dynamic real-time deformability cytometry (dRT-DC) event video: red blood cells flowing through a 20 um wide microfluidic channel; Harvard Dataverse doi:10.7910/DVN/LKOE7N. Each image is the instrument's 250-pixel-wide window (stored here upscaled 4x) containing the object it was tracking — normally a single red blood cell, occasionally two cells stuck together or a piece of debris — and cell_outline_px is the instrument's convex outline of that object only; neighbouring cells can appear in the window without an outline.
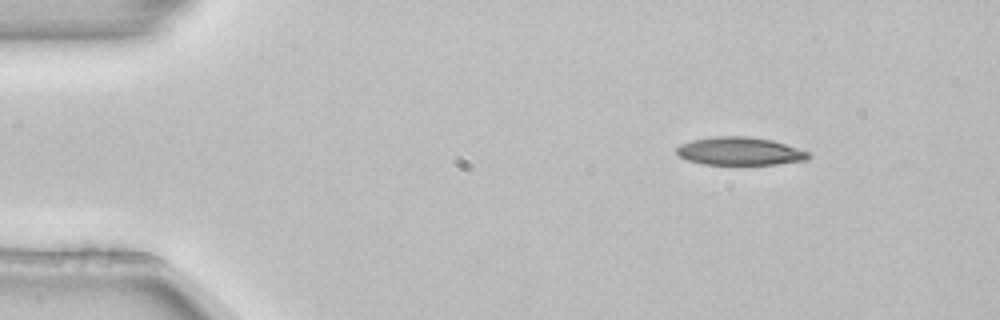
{"species": "common noctule bat (a hibernating species)", "species_latin": "Nyctalus noctula", "temperature_condition": "room temperature", "stored_images_in_passage": 3, "camera_frame_rate_fps": 3000, "um_per_image_px": 0.085, "animal": {"sex": "female", "body_mass_g": 22.7, "forearm_length_mm": 54.2}, "frame": {"image": 1, "passage_image": 1, "time_ms": 0.0, "image_size_px": [1000, 320], "cell_outline_px": [[812, 156], [808, 160], [776, 164], [704, 164], [688, 160], [680, 156], [676, 152], [676, 148], [680, 144], [692, 140], [712, 136], [748, 136], [772, 140], [812, 152]], "centroid_in_image_um": [62.93, 12.84], "position_along_channel_um": 22.1, "area_um2": 21.68}}